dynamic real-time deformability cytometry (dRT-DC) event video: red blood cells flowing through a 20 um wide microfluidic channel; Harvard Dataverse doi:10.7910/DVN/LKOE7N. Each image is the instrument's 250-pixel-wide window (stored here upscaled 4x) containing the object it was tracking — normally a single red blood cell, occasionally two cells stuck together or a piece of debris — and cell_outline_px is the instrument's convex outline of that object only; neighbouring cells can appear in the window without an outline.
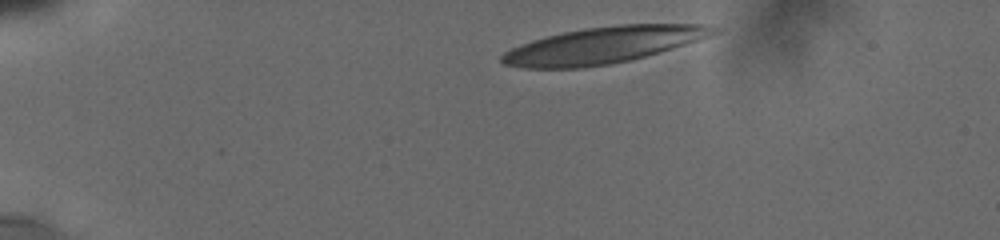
{"species": "human", "species_latin": "Homo sapiens", "temperature_condition": "cold", "stored_images_in_passage": 22, "camera_frame_rate_fps": 3000, "um_per_image_px": 0.085, "donor": {"sex": "male"}, "frame": {"image": 1, "passage_image": 1, "time_ms": 0.0, "image_size_px": [1000, 240], "cell_outline_px": [[724, 28], [720, 32], [660, 52], [632, 60], [612, 64], [584, 68], [524, 68], [504, 64], [500, 60], [500, 56], [504, 52], [520, 44], [532, 40], [564, 32], [584, 28], [620, 24], [708, 24]], "centroid_in_image_um": [51.31, 3.83], "position_along_channel_um": 33.7, "area_um2": 45.08}}
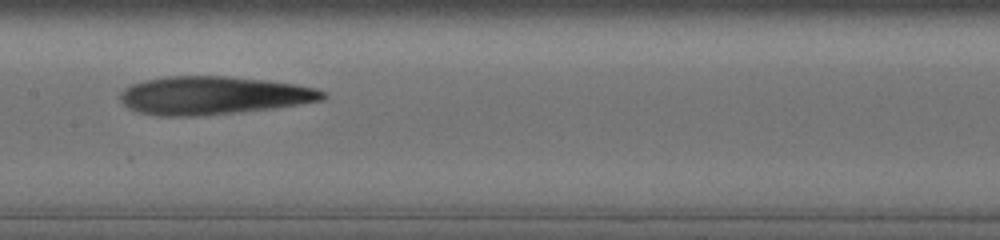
{"frame": {"image": 2, "passage_image": 11, "time_ms": 6.333, "image_size_px": [1000, 240], "cell_outline_px": [[328, 96], [320, 100], [272, 108], [240, 112], [200, 116], [156, 116], [136, 112], [128, 108], [120, 100], [120, 92], [124, 88], [132, 84], [144, 80], [164, 76], [228, 76], [264, 80], [292, 84], [316, 88], [324, 92]], "centroid_in_image_um": [18.04, 8.12], "position_along_channel_um": 189.4, "area_um2": 45.03}}
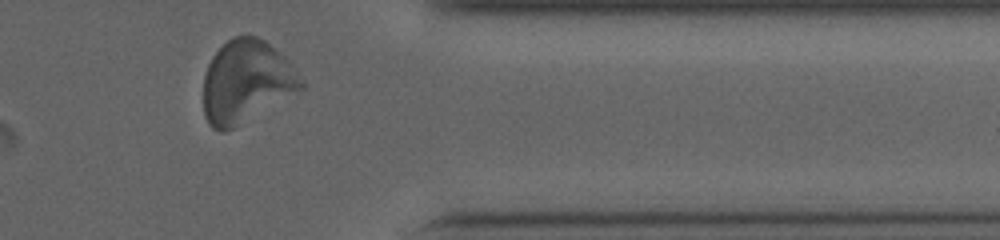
{"frame": {"image": 3, "passage_image": 20, "time_ms": 12.0, "image_size_px": [1000, 240], "cell_outline_px": [[304, 88], [232, 128], [224, 132], [220, 132], [212, 128], [208, 124], [204, 116], [204, 76], [208, 64], [212, 56], [232, 36], [256, 36], [264, 40], [284, 56], [292, 64], [304, 84]], "centroid_in_image_um": [20.91, 6.93], "position_along_channel_um": 390.5, "area_um2": 46.47}, "authors_computed_cell_mechanics": {"area_um2": 45.0551, "velocity_mm_per_s": 3.7141, "shape_relaxation_time_tau1_ms": 6.9645, "shape_relaxation_time_tau2_ms": 3.4612, "deformation_change_tau1": 0.2315, "deformation_change_tau2": 0.1261}}